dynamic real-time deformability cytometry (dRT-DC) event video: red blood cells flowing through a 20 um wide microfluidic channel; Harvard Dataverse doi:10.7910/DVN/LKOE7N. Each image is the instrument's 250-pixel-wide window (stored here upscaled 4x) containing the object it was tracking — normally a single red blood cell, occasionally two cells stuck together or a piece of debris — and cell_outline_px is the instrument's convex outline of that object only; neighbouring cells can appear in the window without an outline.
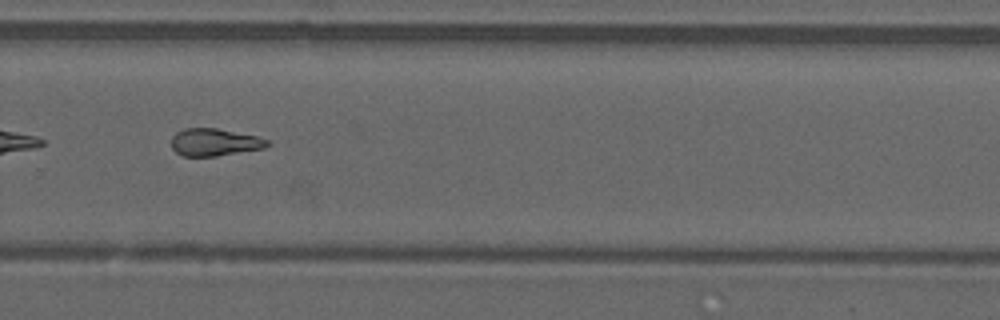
{"species": "common noctule bat (a hibernating species)", "species_latin": "Nyctalus noctula", "temperature_condition": "warm", "stored_images_in_passage": 37, "camera_frame_rate_fps": 3000, "um_per_image_px": 0.085, "animal": {"sex": "male", "forearm_length_mm": 52.5}, "frame": {"image": 1, "passage_image": 30, "time_ms": 9.667, "image_size_px": [1000, 320], "cell_outline_px": [[272, 144], [264, 148], [216, 156], [184, 156], [176, 152], [172, 148], [172, 136], [176, 132], [184, 128], [216, 128], [260, 136], [268, 140]], "centroid_in_image_um": [18.27, 12.08], "position_along_channel_um": 311.5, "area_um2": 15.43}, "authors_computed_cell_mechanics": {"area_um2": 16.1262, "velocity_mm_per_s": 4.2143, "shape_relaxation_time_tau1_ms": null, "shape_relaxation_time_tau2_ms": 2.6287, "deformation_change_tau1": null, "deformation_change_tau2": 0.1119}}